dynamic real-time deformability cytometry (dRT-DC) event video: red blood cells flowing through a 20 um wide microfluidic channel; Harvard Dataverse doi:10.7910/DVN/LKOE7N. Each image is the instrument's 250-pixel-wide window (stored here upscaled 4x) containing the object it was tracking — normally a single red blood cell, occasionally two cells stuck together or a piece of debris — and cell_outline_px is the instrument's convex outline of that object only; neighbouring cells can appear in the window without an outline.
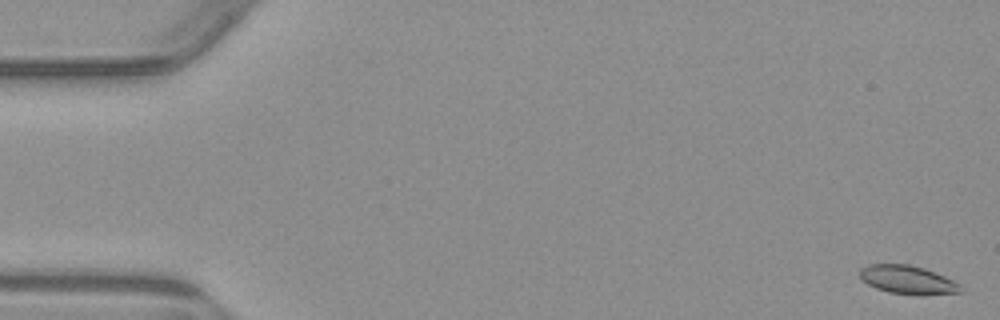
{"species": "common noctule bat (a hibernating species)", "species_latin": "Nyctalus noctula", "temperature_condition": "warm", "stored_images_in_passage": 5, "camera_frame_rate_fps": 3000, "um_per_image_px": 0.085, "animal": {"sex": "male", "body_mass_g": 23.1, "forearm_length_mm": 52.7}, "frame": {"image": 1, "passage_image": 1, "time_ms": 0.0, "image_size_px": [1000, 320], "cell_outline_px": [[964, 292], [888, 292], [876, 288], [868, 284], [860, 276], [860, 268], [868, 264], [908, 264], [924, 268], [944, 276], [960, 284]], "centroid_in_image_um": [77.09, 23.72], "position_along_channel_um": 7.9, "area_um2": 15.78}}
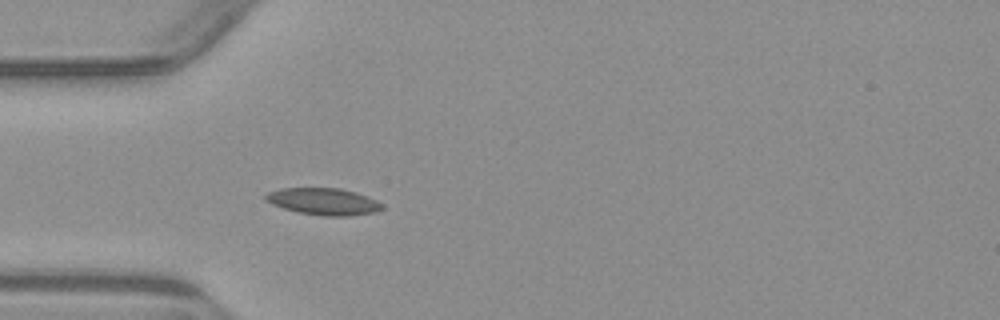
{"frame": {"image": 2, "passage_image": 5, "time_ms": 5.0, "image_size_px": [1000, 320], "cell_outline_px": [[384, 208], [372, 212], [348, 216], [324, 216], [300, 212], [284, 208], [272, 204], [264, 200], [264, 196], [268, 192], [280, 188], [340, 188], [356, 192], [376, 200], [384, 204]], "centroid_in_image_um": [27.49, 17.12], "position_along_channel_um": 57.5, "area_um2": 18.15}}